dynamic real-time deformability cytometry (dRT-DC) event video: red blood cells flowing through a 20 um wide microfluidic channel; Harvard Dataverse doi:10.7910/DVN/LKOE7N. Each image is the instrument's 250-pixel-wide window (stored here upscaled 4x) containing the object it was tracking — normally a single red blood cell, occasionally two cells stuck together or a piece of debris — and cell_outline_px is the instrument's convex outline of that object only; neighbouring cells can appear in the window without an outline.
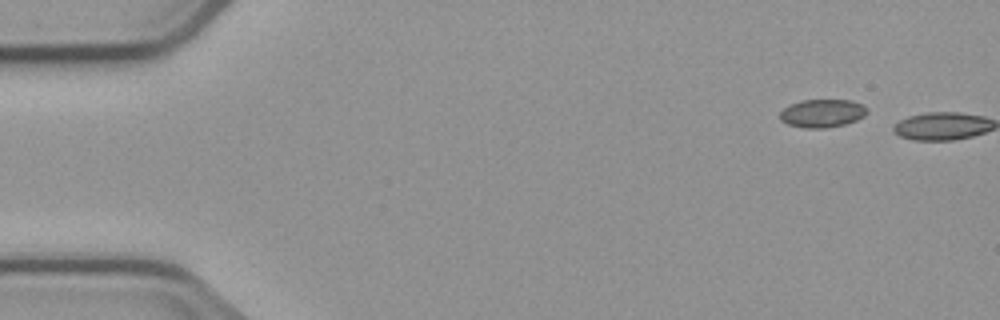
{"species": "common noctule bat (a hibernating species)", "species_latin": "Nyctalus noctula", "temperature_condition": "cold", "stored_images_in_passage": 2, "camera_frame_rate_fps": 3000, "um_per_image_px": 0.085, "animal": {"sex": "male", "body_mass_g": 23.1, "forearm_length_mm": 52.7}, "frame": {"image": 1, "passage_image": 1, "time_ms": 0.0, "image_size_px": [1000, 320], "cell_outline_px": [[868, 112], [864, 116], [856, 120], [844, 124], [824, 128], [804, 128], [788, 124], [780, 120], [780, 112], [784, 108], [800, 100], [852, 100], [868, 108]], "centroid_in_image_um": [69.89, 9.62], "position_along_channel_um": 15.1, "area_um2": 14.22}}